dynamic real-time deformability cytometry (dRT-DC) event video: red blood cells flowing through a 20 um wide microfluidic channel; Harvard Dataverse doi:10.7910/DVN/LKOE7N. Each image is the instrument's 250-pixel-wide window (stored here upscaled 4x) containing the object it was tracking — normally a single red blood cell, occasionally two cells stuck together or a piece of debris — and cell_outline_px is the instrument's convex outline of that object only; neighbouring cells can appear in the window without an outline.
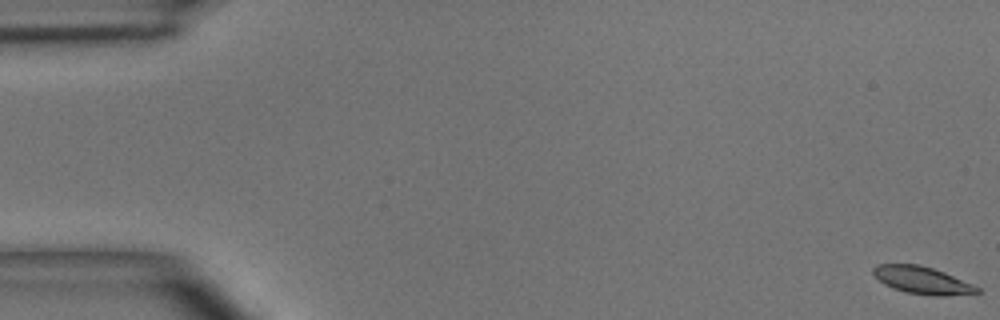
{"species": "common noctule bat (a hibernating species)", "species_latin": "Nyctalus noctula", "temperature_condition": "room temperature", "stored_images_in_passage": 6, "segment_of_instrument_passage": [2, 2], "camera_frame_rate_fps": 3000, "um_per_image_px": 0.085, "animal": {"sex": "male", "body_mass_g": 15.6}, "frame": {"image": 1, "passage_image": 6, "time_ms": 6.0, "image_size_px": [1000, 320], "cell_outline_px": [[984, 292], [976, 296], [932, 296], [904, 292], [892, 288], [884, 284], [872, 272], [872, 268], [876, 264], [920, 264], [944, 272], [972, 284], [980, 288]], "centroid_in_image_um": [78.5, 23.86], "position_along_channel_um": 6.5, "area_um2": 17.11}}